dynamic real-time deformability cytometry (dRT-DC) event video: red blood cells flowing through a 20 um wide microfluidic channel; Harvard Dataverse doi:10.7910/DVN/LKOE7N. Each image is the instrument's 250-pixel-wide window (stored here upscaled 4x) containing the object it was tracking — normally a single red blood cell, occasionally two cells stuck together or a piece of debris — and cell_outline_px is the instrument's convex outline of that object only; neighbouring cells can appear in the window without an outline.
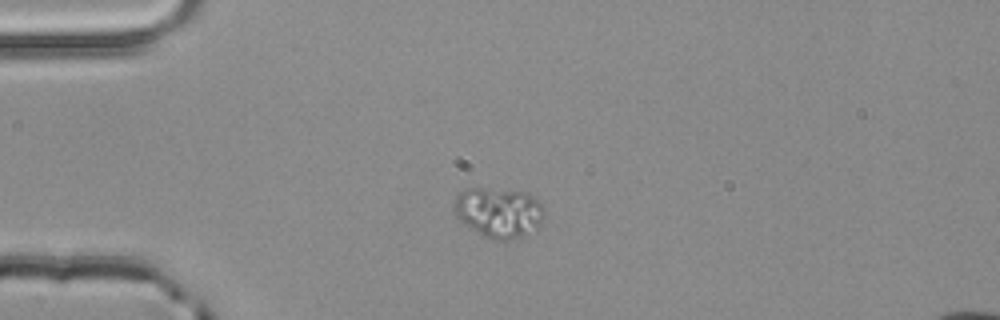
{"species": "common noctule bat (a hibernating species)", "species_latin": "Nyctalus noctula", "temperature_condition": "room temperature", "stored_images_in_passage": 3, "camera_frame_rate_fps": 3000, "um_per_image_px": 0.085, "animal": {"sex": "male", "body_mass_g": 20.4}, "frame": {"image": 1, "passage_image": 2, "time_ms": 0.333, "image_size_px": [1000, 320], "cell_outline_px": [[544, 216], [540, 228], [536, 232], [524, 236], [508, 240], [492, 240], [468, 228], [456, 216], [452, 208], [452, 204], [456, 196], [460, 192], [468, 188], [484, 188], [528, 192], [544, 208]], "centroid_in_image_um": [42.4, 18.08], "position_along_channel_um": 42.6, "area_um2": 26.93}}